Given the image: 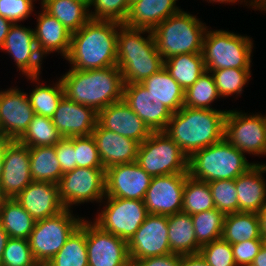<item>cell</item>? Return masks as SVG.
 <instances>
[{"instance_id": "1", "label": "cell", "mask_w": 266, "mask_h": 266, "mask_svg": "<svg viewBox=\"0 0 266 266\" xmlns=\"http://www.w3.org/2000/svg\"><path fill=\"white\" fill-rule=\"evenodd\" d=\"M121 23L90 19L72 33L65 58L76 70H95L117 65V35Z\"/></svg>"}, {"instance_id": "2", "label": "cell", "mask_w": 266, "mask_h": 266, "mask_svg": "<svg viewBox=\"0 0 266 266\" xmlns=\"http://www.w3.org/2000/svg\"><path fill=\"white\" fill-rule=\"evenodd\" d=\"M226 110L181 107L164 131L190 158L196 151L224 138Z\"/></svg>"}, {"instance_id": "3", "label": "cell", "mask_w": 266, "mask_h": 266, "mask_svg": "<svg viewBox=\"0 0 266 266\" xmlns=\"http://www.w3.org/2000/svg\"><path fill=\"white\" fill-rule=\"evenodd\" d=\"M60 79L69 100L90 106L97 112L123 99L124 82L117 65L95 70L71 68Z\"/></svg>"}, {"instance_id": "4", "label": "cell", "mask_w": 266, "mask_h": 266, "mask_svg": "<svg viewBox=\"0 0 266 266\" xmlns=\"http://www.w3.org/2000/svg\"><path fill=\"white\" fill-rule=\"evenodd\" d=\"M149 35L143 37L142 34ZM142 35V36H141ZM117 67L124 84L141 83L164 67L151 30L119 26L117 35Z\"/></svg>"}, {"instance_id": "5", "label": "cell", "mask_w": 266, "mask_h": 266, "mask_svg": "<svg viewBox=\"0 0 266 266\" xmlns=\"http://www.w3.org/2000/svg\"><path fill=\"white\" fill-rule=\"evenodd\" d=\"M255 163H249L245 154L225 138L196 151L189 158V175L196 180L212 182L236 179Z\"/></svg>"}, {"instance_id": "6", "label": "cell", "mask_w": 266, "mask_h": 266, "mask_svg": "<svg viewBox=\"0 0 266 266\" xmlns=\"http://www.w3.org/2000/svg\"><path fill=\"white\" fill-rule=\"evenodd\" d=\"M207 30L196 16L180 10L158 24L152 34L163 60L173 56L201 53Z\"/></svg>"}, {"instance_id": "7", "label": "cell", "mask_w": 266, "mask_h": 266, "mask_svg": "<svg viewBox=\"0 0 266 266\" xmlns=\"http://www.w3.org/2000/svg\"><path fill=\"white\" fill-rule=\"evenodd\" d=\"M252 39L226 30H206L202 57L206 71L251 68Z\"/></svg>"}, {"instance_id": "8", "label": "cell", "mask_w": 266, "mask_h": 266, "mask_svg": "<svg viewBox=\"0 0 266 266\" xmlns=\"http://www.w3.org/2000/svg\"><path fill=\"white\" fill-rule=\"evenodd\" d=\"M138 165L151 177L189 174V158L164 132H152L138 146Z\"/></svg>"}, {"instance_id": "9", "label": "cell", "mask_w": 266, "mask_h": 266, "mask_svg": "<svg viewBox=\"0 0 266 266\" xmlns=\"http://www.w3.org/2000/svg\"><path fill=\"white\" fill-rule=\"evenodd\" d=\"M71 211L65 208L55 216L35 222L28 242L38 263L47 264L81 225L84 218H76Z\"/></svg>"}, {"instance_id": "10", "label": "cell", "mask_w": 266, "mask_h": 266, "mask_svg": "<svg viewBox=\"0 0 266 266\" xmlns=\"http://www.w3.org/2000/svg\"><path fill=\"white\" fill-rule=\"evenodd\" d=\"M104 199L106 205L93 222L128 242L149 215L144 200L107 196Z\"/></svg>"}, {"instance_id": "11", "label": "cell", "mask_w": 266, "mask_h": 266, "mask_svg": "<svg viewBox=\"0 0 266 266\" xmlns=\"http://www.w3.org/2000/svg\"><path fill=\"white\" fill-rule=\"evenodd\" d=\"M224 138L243 153L266 155V116L227 110Z\"/></svg>"}, {"instance_id": "12", "label": "cell", "mask_w": 266, "mask_h": 266, "mask_svg": "<svg viewBox=\"0 0 266 266\" xmlns=\"http://www.w3.org/2000/svg\"><path fill=\"white\" fill-rule=\"evenodd\" d=\"M58 186L59 197L66 209L89 201L102 203L106 196L105 169L76 167L62 175Z\"/></svg>"}, {"instance_id": "13", "label": "cell", "mask_w": 266, "mask_h": 266, "mask_svg": "<svg viewBox=\"0 0 266 266\" xmlns=\"http://www.w3.org/2000/svg\"><path fill=\"white\" fill-rule=\"evenodd\" d=\"M88 266H131L127 241L86 220Z\"/></svg>"}, {"instance_id": "14", "label": "cell", "mask_w": 266, "mask_h": 266, "mask_svg": "<svg viewBox=\"0 0 266 266\" xmlns=\"http://www.w3.org/2000/svg\"><path fill=\"white\" fill-rule=\"evenodd\" d=\"M31 182L29 147L18 140H7L0 179L2 198L15 199Z\"/></svg>"}, {"instance_id": "15", "label": "cell", "mask_w": 266, "mask_h": 266, "mask_svg": "<svg viewBox=\"0 0 266 266\" xmlns=\"http://www.w3.org/2000/svg\"><path fill=\"white\" fill-rule=\"evenodd\" d=\"M127 244L131 262L171 254L167 215L149 214Z\"/></svg>"}, {"instance_id": "16", "label": "cell", "mask_w": 266, "mask_h": 266, "mask_svg": "<svg viewBox=\"0 0 266 266\" xmlns=\"http://www.w3.org/2000/svg\"><path fill=\"white\" fill-rule=\"evenodd\" d=\"M3 50L13 57L22 74L32 82L39 81L43 56L38 50L34 29L13 23L3 44Z\"/></svg>"}, {"instance_id": "17", "label": "cell", "mask_w": 266, "mask_h": 266, "mask_svg": "<svg viewBox=\"0 0 266 266\" xmlns=\"http://www.w3.org/2000/svg\"><path fill=\"white\" fill-rule=\"evenodd\" d=\"M189 174L152 177L144 197L149 214L172 215L182 211L183 190Z\"/></svg>"}, {"instance_id": "18", "label": "cell", "mask_w": 266, "mask_h": 266, "mask_svg": "<svg viewBox=\"0 0 266 266\" xmlns=\"http://www.w3.org/2000/svg\"><path fill=\"white\" fill-rule=\"evenodd\" d=\"M34 116L28 94L18 88L0 91V131L7 140H18Z\"/></svg>"}, {"instance_id": "19", "label": "cell", "mask_w": 266, "mask_h": 266, "mask_svg": "<svg viewBox=\"0 0 266 266\" xmlns=\"http://www.w3.org/2000/svg\"><path fill=\"white\" fill-rule=\"evenodd\" d=\"M106 196L144 200L152 177L138 163L114 165L105 170Z\"/></svg>"}, {"instance_id": "20", "label": "cell", "mask_w": 266, "mask_h": 266, "mask_svg": "<svg viewBox=\"0 0 266 266\" xmlns=\"http://www.w3.org/2000/svg\"><path fill=\"white\" fill-rule=\"evenodd\" d=\"M123 100L152 132L166 130L172 112L148 93L141 83L124 84Z\"/></svg>"}, {"instance_id": "21", "label": "cell", "mask_w": 266, "mask_h": 266, "mask_svg": "<svg viewBox=\"0 0 266 266\" xmlns=\"http://www.w3.org/2000/svg\"><path fill=\"white\" fill-rule=\"evenodd\" d=\"M98 112L83 104L69 100L64 96L52 121L63 138L89 136L97 125Z\"/></svg>"}, {"instance_id": "22", "label": "cell", "mask_w": 266, "mask_h": 266, "mask_svg": "<svg viewBox=\"0 0 266 266\" xmlns=\"http://www.w3.org/2000/svg\"><path fill=\"white\" fill-rule=\"evenodd\" d=\"M97 123L102 128L131 138L139 144L152 133L123 99L98 111Z\"/></svg>"}, {"instance_id": "23", "label": "cell", "mask_w": 266, "mask_h": 266, "mask_svg": "<svg viewBox=\"0 0 266 266\" xmlns=\"http://www.w3.org/2000/svg\"><path fill=\"white\" fill-rule=\"evenodd\" d=\"M15 200L35 221L55 216L65 209L58 184L50 182H31Z\"/></svg>"}, {"instance_id": "24", "label": "cell", "mask_w": 266, "mask_h": 266, "mask_svg": "<svg viewBox=\"0 0 266 266\" xmlns=\"http://www.w3.org/2000/svg\"><path fill=\"white\" fill-rule=\"evenodd\" d=\"M104 169L137 160L139 143L102 128L98 123L92 134Z\"/></svg>"}, {"instance_id": "25", "label": "cell", "mask_w": 266, "mask_h": 266, "mask_svg": "<svg viewBox=\"0 0 266 266\" xmlns=\"http://www.w3.org/2000/svg\"><path fill=\"white\" fill-rule=\"evenodd\" d=\"M266 165L255 163L235 179L238 212L258 213L266 204V183L263 174Z\"/></svg>"}, {"instance_id": "26", "label": "cell", "mask_w": 266, "mask_h": 266, "mask_svg": "<svg viewBox=\"0 0 266 266\" xmlns=\"http://www.w3.org/2000/svg\"><path fill=\"white\" fill-rule=\"evenodd\" d=\"M34 34L38 50L43 57L55 51L64 58L67 57L72 32L43 8L41 13L38 14Z\"/></svg>"}, {"instance_id": "27", "label": "cell", "mask_w": 266, "mask_h": 266, "mask_svg": "<svg viewBox=\"0 0 266 266\" xmlns=\"http://www.w3.org/2000/svg\"><path fill=\"white\" fill-rule=\"evenodd\" d=\"M176 1L178 0H137L130 5L123 24L152 31L158 24L181 10L176 6Z\"/></svg>"}, {"instance_id": "28", "label": "cell", "mask_w": 266, "mask_h": 266, "mask_svg": "<svg viewBox=\"0 0 266 266\" xmlns=\"http://www.w3.org/2000/svg\"><path fill=\"white\" fill-rule=\"evenodd\" d=\"M167 223L171 253L189 255L200 252L190 214L181 211L168 215Z\"/></svg>"}, {"instance_id": "29", "label": "cell", "mask_w": 266, "mask_h": 266, "mask_svg": "<svg viewBox=\"0 0 266 266\" xmlns=\"http://www.w3.org/2000/svg\"><path fill=\"white\" fill-rule=\"evenodd\" d=\"M141 84L172 113L183 107L185 91L165 67L143 80Z\"/></svg>"}, {"instance_id": "30", "label": "cell", "mask_w": 266, "mask_h": 266, "mask_svg": "<svg viewBox=\"0 0 266 266\" xmlns=\"http://www.w3.org/2000/svg\"><path fill=\"white\" fill-rule=\"evenodd\" d=\"M35 222L33 217L15 199H2L0 224L10 238L28 239Z\"/></svg>"}, {"instance_id": "31", "label": "cell", "mask_w": 266, "mask_h": 266, "mask_svg": "<svg viewBox=\"0 0 266 266\" xmlns=\"http://www.w3.org/2000/svg\"><path fill=\"white\" fill-rule=\"evenodd\" d=\"M41 6L72 33L90 20L89 7L77 0H42Z\"/></svg>"}, {"instance_id": "32", "label": "cell", "mask_w": 266, "mask_h": 266, "mask_svg": "<svg viewBox=\"0 0 266 266\" xmlns=\"http://www.w3.org/2000/svg\"><path fill=\"white\" fill-rule=\"evenodd\" d=\"M30 171L34 182L58 184L63 173L54 146L29 148Z\"/></svg>"}, {"instance_id": "33", "label": "cell", "mask_w": 266, "mask_h": 266, "mask_svg": "<svg viewBox=\"0 0 266 266\" xmlns=\"http://www.w3.org/2000/svg\"><path fill=\"white\" fill-rule=\"evenodd\" d=\"M222 238L229 244L251 239H262L257 213L235 212L226 214Z\"/></svg>"}, {"instance_id": "34", "label": "cell", "mask_w": 266, "mask_h": 266, "mask_svg": "<svg viewBox=\"0 0 266 266\" xmlns=\"http://www.w3.org/2000/svg\"><path fill=\"white\" fill-rule=\"evenodd\" d=\"M164 67L184 91L206 72L201 53H188L173 56L164 61Z\"/></svg>"}, {"instance_id": "35", "label": "cell", "mask_w": 266, "mask_h": 266, "mask_svg": "<svg viewBox=\"0 0 266 266\" xmlns=\"http://www.w3.org/2000/svg\"><path fill=\"white\" fill-rule=\"evenodd\" d=\"M48 266H88L86 248V220L71 234Z\"/></svg>"}, {"instance_id": "36", "label": "cell", "mask_w": 266, "mask_h": 266, "mask_svg": "<svg viewBox=\"0 0 266 266\" xmlns=\"http://www.w3.org/2000/svg\"><path fill=\"white\" fill-rule=\"evenodd\" d=\"M63 137L55 127L52 118L34 114L27 130L18 141L29 148L36 146H54Z\"/></svg>"}, {"instance_id": "37", "label": "cell", "mask_w": 266, "mask_h": 266, "mask_svg": "<svg viewBox=\"0 0 266 266\" xmlns=\"http://www.w3.org/2000/svg\"><path fill=\"white\" fill-rule=\"evenodd\" d=\"M215 204L208 182L186 178L183 190L182 211L190 215L214 209Z\"/></svg>"}, {"instance_id": "38", "label": "cell", "mask_w": 266, "mask_h": 266, "mask_svg": "<svg viewBox=\"0 0 266 266\" xmlns=\"http://www.w3.org/2000/svg\"><path fill=\"white\" fill-rule=\"evenodd\" d=\"M220 98L213 75L211 72H204L198 80L188 87L184 93L185 107L198 109H214L211 103Z\"/></svg>"}, {"instance_id": "39", "label": "cell", "mask_w": 266, "mask_h": 266, "mask_svg": "<svg viewBox=\"0 0 266 266\" xmlns=\"http://www.w3.org/2000/svg\"><path fill=\"white\" fill-rule=\"evenodd\" d=\"M197 243L202 246L222 238L225 214L216 208L191 215Z\"/></svg>"}, {"instance_id": "40", "label": "cell", "mask_w": 266, "mask_h": 266, "mask_svg": "<svg viewBox=\"0 0 266 266\" xmlns=\"http://www.w3.org/2000/svg\"><path fill=\"white\" fill-rule=\"evenodd\" d=\"M37 84L38 86H35L36 88L28 95L34 114L52 118L61 99L65 96L61 79L52 87L40 85L39 82Z\"/></svg>"}, {"instance_id": "41", "label": "cell", "mask_w": 266, "mask_h": 266, "mask_svg": "<svg viewBox=\"0 0 266 266\" xmlns=\"http://www.w3.org/2000/svg\"><path fill=\"white\" fill-rule=\"evenodd\" d=\"M251 69L228 68L211 71L220 97L241 95L251 76Z\"/></svg>"}, {"instance_id": "42", "label": "cell", "mask_w": 266, "mask_h": 266, "mask_svg": "<svg viewBox=\"0 0 266 266\" xmlns=\"http://www.w3.org/2000/svg\"><path fill=\"white\" fill-rule=\"evenodd\" d=\"M215 207L225 215L238 212L235 179L208 182Z\"/></svg>"}, {"instance_id": "43", "label": "cell", "mask_w": 266, "mask_h": 266, "mask_svg": "<svg viewBox=\"0 0 266 266\" xmlns=\"http://www.w3.org/2000/svg\"><path fill=\"white\" fill-rule=\"evenodd\" d=\"M94 6V11H89L90 19L115 21L123 24L128 16L129 0H92L89 10Z\"/></svg>"}, {"instance_id": "44", "label": "cell", "mask_w": 266, "mask_h": 266, "mask_svg": "<svg viewBox=\"0 0 266 266\" xmlns=\"http://www.w3.org/2000/svg\"><path fill=\"white\" fill-rule=\"evenodd\" d=\"M37 263L28 239H8L0 266H35Z\"/></svg>"}, {"instance_id": "45", "label": "cell", "mask_w": 266, "mask_h": 266, "mask_svg": "<svg viewBox=\"0 0 266 266\" xmlns=\"http://www.w3.org/2000/svg\"><path fill=\"white\" fill-rule=\"evenodd\" d=\"M75 163L81 168H104L92 135L74 137Z\"/></svg>"}, {"instance_id": "46", "label": "cell", "mask_w": 266, "mask_h": 266, "mask_svg": "<svg viewBox=\"0 0 266 266\" xmlns=\"http://www.w3.org/2000/svg\"><path fill=\"white\" fill-rule=\"evenodd\" d=\"M199 254L209 266H236L231 244L223 238L202 245Z\"/></svg>"}, {"instance_id": "47", "label": "cell", "mask_w": 266, "mask_h": 266, "mask_svg": "<svg viewBox=\"0 0 266 266\" xmlns=\"http://www.w3.org/2000/svg\"><path fill=\"white\" fill-rule=\"evenodd\" d=\"M36 0H0V16L12 23L27 19L34 11L33 2Z\"/></svg>"}, {"instance_id": "48", "label": "cell", "mask_w": 266, "mask_h": 266, "mask_svg": "<svg viewBox=\"0 0 266 266\" xmlns=\"http://www.w3.org/2000/svg\"><path fill=\"white\" fill-rule=\"evenodd\" d=\"M262 246L263 239H251L231 244L236 266L251 265Z\"/></svg>"}, {"instance_id": "49", "label": "cell", "mask_w": 266, "mask_h": 266, "mask_svg": "<svg viewBox=\"0 0 266 266\" xmlns=\"http://www.w3.org/2000/svg\"><path fill=\"white\" fill-rule=\"evenodd\" d=\"M55 151L63 174L76 168L74 137L62 138L55 145Z\"/></svg>"}, {"instance_id": "50", "label": "cell", "mask_w": 266, "mask_h": 266, "mask_svg": "<svg viewBox=\"0 0 266 266\" xmlns=\"http://www.w3.org/2000/svg\"><path fill=\"white\" fill-rule=\"evenodd\" d=\"M131 266H180V255L166 254L146 259L134 260Z\"/></svg>"}, {"instance_id": "51", "label": "cell", "mask_w": 266, "mask_h": 266, "mask_svg": "<svg viewBox=\"0 0 266 266\" xmlns=\"http://www.w3.org/2000/svg\"><path fill=\"white\" fill-rule=\"evenodd\" d=\"M180 266H209L199 254L180 255Z\"/></svg>"}, {"instance_id": "52", "label": "cell", "mask_w": 266, "mask_h": 266, "mask_svg": "<svg viewBox=\"0 0 266 266\" xmlns=\"http://www.w3.org/2000/svg\"><path fill=\"white\" fill-rule=\"evenodd\" d=\"M13 23L7 18L0 16V50L3 51V44L5 42L6 36L9 29Z\"/></svg>"}, {"instance_id": "53", "label": "cell", "mask_w": 266, "mask_h": 266, "mask_svg": "<svg viewBox=\"0 0 266 266\" xmlns=\"http://www.w3.org/2000/svg\"><path fill=\"white\" fill-rule=\"evenodd\" d=\"M251 266H266V246H262Z\"/></svg>"}, {"instance_id": "54", "label": "cell", "mask_w": 266, "mask_h": 266, "mask_svg": "<svg viewBox=\"0 0 266 266\" xmlns=\"http://www.w3.org/2000/svg\"><path fill=\"white\" fill-rule=\"evenodd\" d=\"M259 218L260 233L263 238L266 236V204L264 207L257 213Z\"/></svg>"}, {"instance_id": "55", "label": "cell", "mask_w": 266, "mask_h": 266, "mask_svg": "<svg viewBox=\"0 0 266 266\" xmlns=\"http://www.w3.org/2000/svg\"><path fill=\"white\" fill-rule=\"evenodd\" d=\"M9 235L7 232L3 229V227L0 224V264L3 256V251L6 247L7 241L9 239Z\"/></svg>"}, {"instance_id": "56", "label": "cell", "mask_w": 266, "mask_h": 266, "mask_svg": "<svg viewBox=\"0 0 266 266\" xmlns=\"http://www.w3.org/2000/svg\"><path fill=\"white\" fill-rule=\"evenodd\" d=\"M248 4L254 9L266 11V0H250Z\"/></svg>"}, {"instance_id": "57", "label": "cell", "mask_w": 266, "mask_h": 266, "mask_svg": "<svg viewBox=\"0 0 266 266\" xmlns=\"http://www.w3.org/2000/svg\"><path fill=\"white\" fill-rule=\"evenodd\" d=\"M208 1V0H207ZM241 2H243L242 0H240ZM209 2L211 3V2H219V3H235V2H238V0H209ZM244 2H245V0H244Z\"/></svg>"}, {"instance_id": "58", "label": "cell", "mask_w": 266, "mask_h": 266, "mask_svg": "<svg viewBox=\"0 0 266 266\" xmlns=\"http://www.w3.org/2000/svg\"><path fill=\"white\" fill-rule=\"evenodd\" d=\"M7 141V139L5 138V136L0 133V151H4V144Z\"/></svg>"}, {"instance_id": "59", "label": "cell", "mask_w": 266, "mask_h": 266, "mask_svg": "<svg viewBox=\"0 0 266 266\" xmlns=\"http://www.w3.org/2000/svg\"><path fill=\"white\" fill-rule=\"evenodd\" d=\"M3 157H4V151H0V179L3 173Z\"/></svg>"}, {"instance_id": "60", "label": "cell", "mask_w": 266, "mask_h": 266, "mask_svg": "<svg viewBox=\"0 0 266 266\" xmlns=\"http://www.w3.org/2000/svg\"><path fill=\"white\" fill-rule=\"evenodd\" d=\"M77 1H80V2H82L84 4H86L89 7V5L91 4L92 0H77Z\"/></svg>"}, {"instance_id": "61", "label": "cell", "mask_w": 266, "mask_h": 266, "mask_svg": "<svg viewBox=\"0 0 266 266\" xmlns=\"http://www.w3.org/2000/svg\"><path fill=\"white\" fill-rule=\"evenodd\" d=\"M35 266H48L46 263H37Z\"/></svg>"}, {"instance_id": "62", "label": "cell", "mask_w": 266, "mask_h": 266, "mask_svg": "<svg viewBox=\"0 0 266 266\" xmlns=\"http://www.w3.org/2000/svg\"><path fill=\"white\" fill-rule=\"evenodd\" d=\"M262 239H263V245L266 246V236H264Z\"/></svg>"}, {"instance_id": "63", "label": "cell", "mask_w": 266, "mask_h": 266, "mask_svg": "<svg viewBox=\"0 0 266 266\" xmlns=\"http://www.w3.org/2000/svg\"><path fill=\"white\" fill-rule=\"evenodd\" d=\"M137 0H129V3H130V5L132 4V3H134V2H136Z\"/></svg>"}]
</instances>
